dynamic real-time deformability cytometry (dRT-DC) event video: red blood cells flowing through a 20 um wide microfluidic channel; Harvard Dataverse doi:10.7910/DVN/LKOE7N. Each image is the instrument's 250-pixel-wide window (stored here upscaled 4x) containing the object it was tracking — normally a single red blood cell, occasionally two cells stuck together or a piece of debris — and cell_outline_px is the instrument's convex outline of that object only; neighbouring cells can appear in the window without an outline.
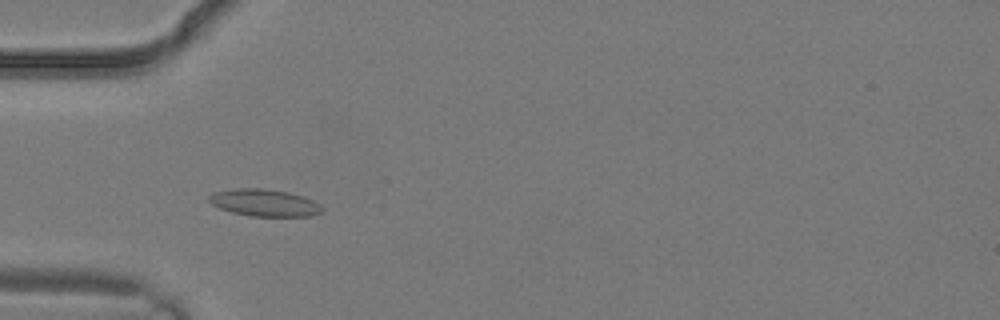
{"species": "common noctule bat (a hibernating species)", "species_latin": "Nyctalus noctula", "temperature_condition": "warm", "stored_images_in_passage": 3, "camera_frame_rate_fps": 3000, "um_per_image_px": 0.085, "animal": {"sex": "male", "body_mass_g": 19.2, "forearm_length_mm": 51.8}, "frame": {"image": 1, "passage_image": 3, "time_ms": 0.667, "image_size_px": [1000, 320], "cell_outline_px": [[324, 212], [312, 216], [248, 216], [232, 212], [220, 208], [212, 204], [208, 200], [208, 196], [212, 192], [236, 188], [264, 188], [288, 192], [304, 196], [320, 204], [324, 208]], "centroid_in_image_um": [22.49, 17.23], "position_along_channel_um": 62.5, "area_um2": 18.09}}